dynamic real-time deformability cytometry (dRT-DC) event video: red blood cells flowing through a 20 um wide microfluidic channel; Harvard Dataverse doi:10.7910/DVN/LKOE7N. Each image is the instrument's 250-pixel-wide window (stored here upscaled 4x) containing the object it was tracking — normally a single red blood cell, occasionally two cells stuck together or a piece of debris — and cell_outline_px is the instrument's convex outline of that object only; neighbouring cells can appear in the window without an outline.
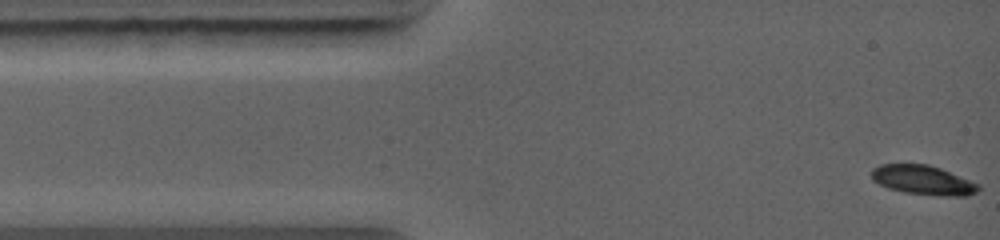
{"species": "common noctule bat (a hibernating species)", "species_latin": "Nyctalus noctula", "temperature_condition": "warm", "stored_images_in_passage": 23, "camera_frame_rate_fps": 5000, "um_per_image_px": 0.085, "animal": {"sex": "female", "body_mass_g": 19.0, "forearm_length_mm": 56.7}, "frame": {"image": 1, "passage_image": 1, "time_ms": 0.0, "image_size_px": [1000, 240], "cell_outline_px": [[980, 188], [976, 192], [968, 196], [944, 196], [904, 192], [888, 188], [872, 180], [872, 168], [880, 164], [928, 164], [940, 168], [980, 184]], "centroid_in_image_um": [78.47, 15.3], "position_along_channel_um": 6.5, "area_um2": 18.26}}
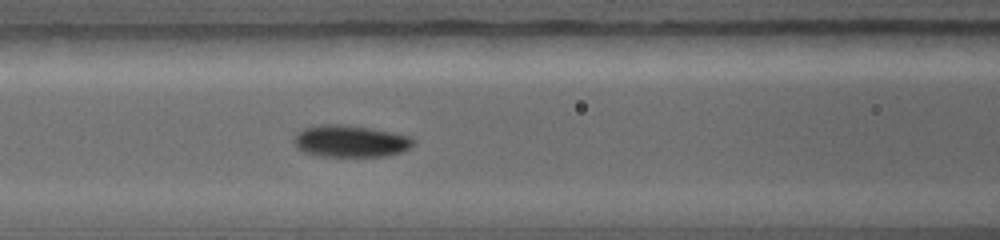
{"frame": {"image": 2, "passage_image": 13, "time_ms": 4.2, "image_size_px": [1000, 240], "cell_outline_px": [[416, 140], [408, 148], [400, 152], [388, 156], [320, 156], [304, 152], [296, 148], [292, 140], [296, 132], [304, 128], [320, 124], [348, 124], [372, 128], [412, 136]], "centroid_in_image_um": [29.76, 11.98], "position_along_channel_um": 136.8, "area_um2": 22.54}}
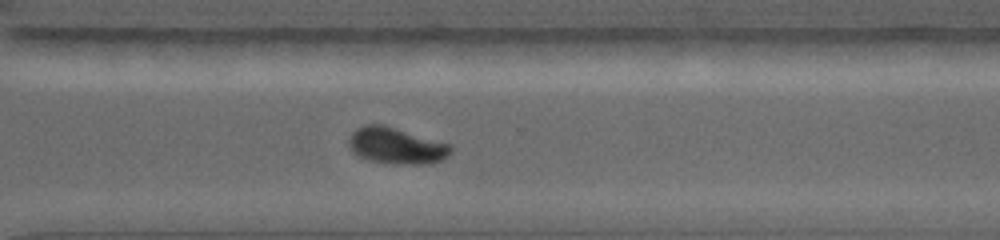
{"frame": {"image": 3, "passage_image": 23, "time_ms": 8.4, "image_size_px": [1000, 240], "cell_outline_px": [[452, 152], [448, 156], [440, 160], [424, 164], [396, 164], [368, 160], [352, 152], [348, 144], [348, 136], [356, 128], [364, 124], [384, 124], [452, 144]], "centroid_in_image_um": [33.67, 12.37], "position_along_channel_um": 336.9, "area_um2": 21.91}}